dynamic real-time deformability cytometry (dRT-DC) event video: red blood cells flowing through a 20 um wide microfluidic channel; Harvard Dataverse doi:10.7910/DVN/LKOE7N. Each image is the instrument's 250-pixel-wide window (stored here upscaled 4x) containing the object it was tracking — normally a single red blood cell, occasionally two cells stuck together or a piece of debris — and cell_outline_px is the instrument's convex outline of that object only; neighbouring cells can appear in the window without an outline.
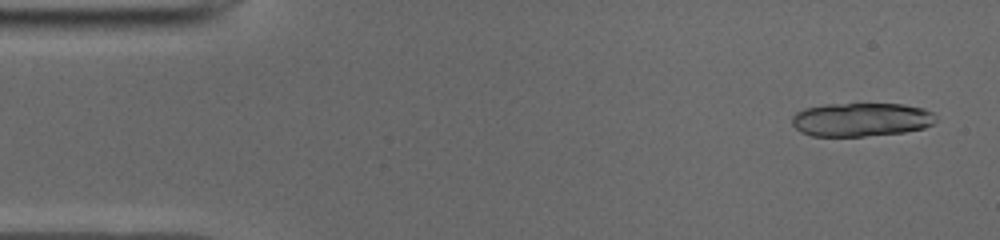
{"species": "common noctule bat (a hibernating species)", "species_latin": "Nyctalus noctula", "temperature_condition": "cold", "stored_images_in_passage": 50, "camera_frame_rate_fps": 3000, "um_per_image_px": 0.085, "animal": {"sex": "male", "body_mass_g": 19.0, "forearm_length_mm": 50.8}, "frame": {"image": 1, "passage_image": 2, "time_ms": 0.333, "image_size_px": [1000, 240], "cell_outline_px": [[936, 120], [932, 124], [924, 128], [904, 132], [864, 136], [812, 136], [800, 132], [792, 124], [792, 116], [796, 112], [804, 108], [824, 104], [904, 104], [924, 108], [932, 112], [936, 116]], "centroid_in_image_um": [73.19, 10.16], "position_along_channel_um": 11.8, "area_um2": 28.38}}
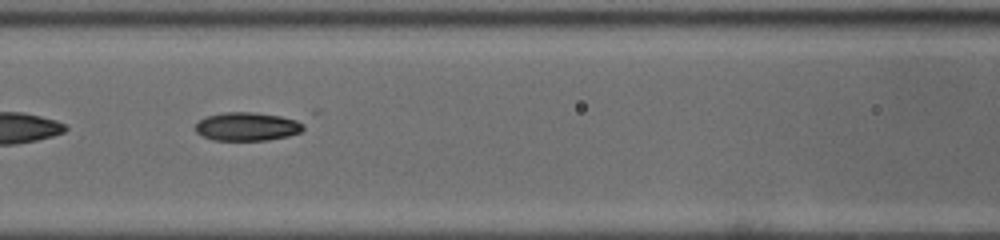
{"frame": {"image": 2, "passage_image": 21, "time_ms": 6.667, "image_size_px": [1000, 240], "cell_outline_px": [[304, 128], [300, 132], [288, 136], [268, 140], [212, 140], [196, 132], [196, 124], [200, 120], [208, 116], [228, 112], [252, 112], [280, 116], [304, 120]], "centroid_in_image_um": [21.07, 10.75], "position_along_channel_um": 145.5, "area_um2": 17.92}}
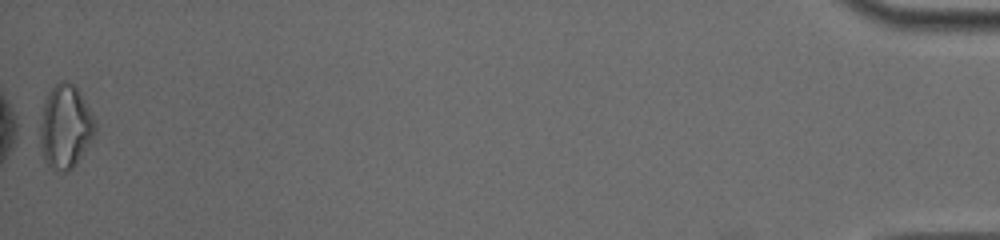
{"frame": {"image": 3, "passage_image": 50, "time_ms": 16.333, "image_size_px": [1000, 240], "cell_outline_px": [[96, 132], [72, 168], [68, 172], [52, 172], [44, 160], [40, 144], [40, 124], [44, 100], [48, 92], [60, 80], [64, 80], [72, 84], [80, 92], [96, 124]], "centroid_in_image_um": [5.52, 10.8], "position_along_channel_um": 429.7, "area_um2": 26.7}, "authors_computed_cell_mechanics": {"area_um2": 18.496, "velocity_mm_per_s": 3.9661, "shape_relaxation_time_tau1_ms": 4.266, "shape_relaxation_time_tau2_ms": 6.8514, "deformation_change_tau1": 0.1763, "deformation_change_tau2": 0.0949}}